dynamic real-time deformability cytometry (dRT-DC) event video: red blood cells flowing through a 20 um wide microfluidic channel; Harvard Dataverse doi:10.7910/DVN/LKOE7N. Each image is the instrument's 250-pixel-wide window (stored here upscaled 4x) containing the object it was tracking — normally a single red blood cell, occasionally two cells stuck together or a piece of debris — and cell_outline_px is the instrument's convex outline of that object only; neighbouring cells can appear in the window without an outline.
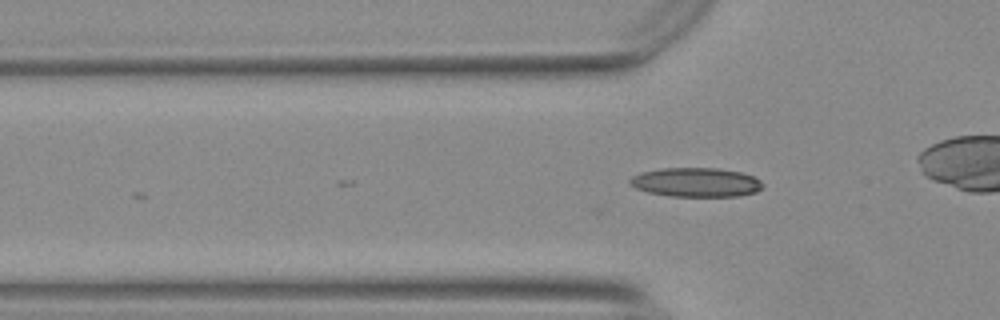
{"species": "Egyptian fruit bat (a non-hibernating species)", "species_latin": "Rousettus aegyptiacus", "temperature_condition": "warm", "stored_images_in_passage": 20, "camera_frame_rate_fps": 3000, "um_per_image_px": 0.085, "animal": {"sex": "female"}, "frame": {"image": 1, "passage_image": 5, "time_ms": 1.333, "image_size_px": [1000, 320], "cell_outline_px": [[764, 184], [756, 192], [740, 196], [668, 196], [648, 192], [636, 188], [628, 184], [628, 180], [632, 176], [640, 172], [660, 168], [716, 168], [740, 172], [752, 176], [760, 180]], "centroid_in_image_um": [59.12, 15.49], "position_along_channel_um": 66.7, "area_um2": 22.66}}
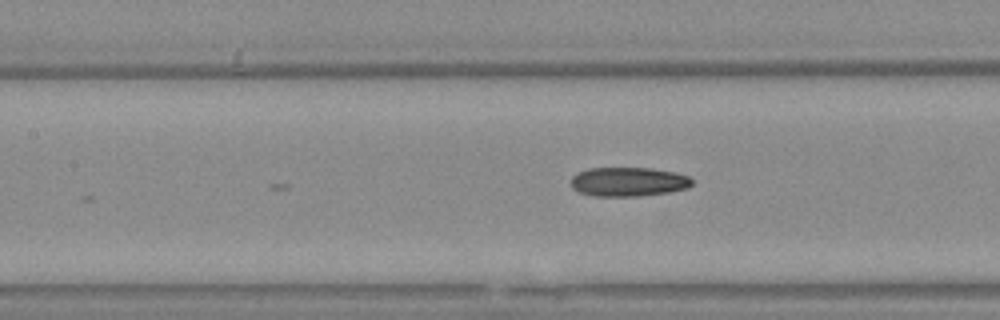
{"frame": {"image": 2, "passage_image": 12, "time_ms": 3.667, "image_size_px": [1000, 320], "cell_outline_px": [[692, 184], [688, 188], [668, 192], [636, 196], [596, 196], [580, 192], [572, 188], [572, 176], [588, 168], [652, 168], [676, 172], [688, 176], [692, 180]], "centroid_in_image_um": [53.43, 15.44], "position_along_channel_um": 154.0, "area_um2": 20.46}}
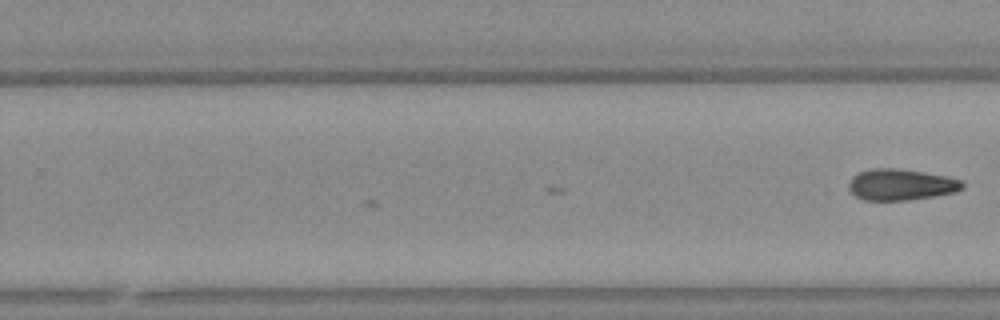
{"frame": {"image": 3, "passage_image": 20, "time_ms": 6.333, "image_size_px": [1000, 320], "cell_outline_px": [[964, 188], [952, 192], [932, 196], [908, 200], [864, 200], [856, 196], [848, 188], [848, 184], [852, 176], [860, 172], [872, 168], [896, 168], [924, 172], [944, 176], [960, 180], [964, 184]], "centroid_in_image_um": [76.54, 15.69], "position_along_channel_um": 253.3, "area_um2": 20.46}}